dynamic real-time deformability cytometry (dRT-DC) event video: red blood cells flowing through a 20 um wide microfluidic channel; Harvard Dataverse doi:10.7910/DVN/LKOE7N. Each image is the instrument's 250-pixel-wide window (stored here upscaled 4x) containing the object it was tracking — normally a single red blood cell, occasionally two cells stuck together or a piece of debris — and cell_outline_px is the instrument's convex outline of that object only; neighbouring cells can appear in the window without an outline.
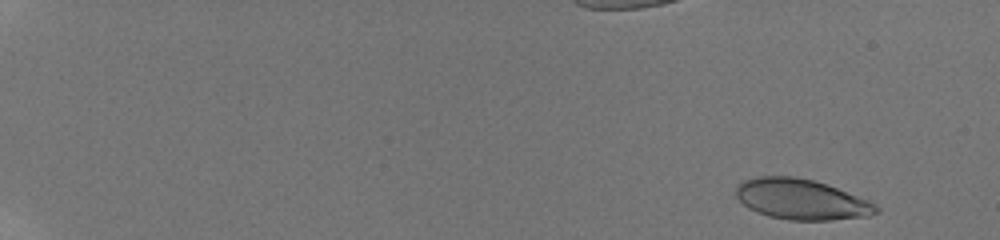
{"species": "human", "species_latin": "Homo sapiens", "temperature_condition": "room temperature", "stored_images_in_passage": 45, "camera_frame_rate_fps": 3000, "um_per_image_px": 0.085, "donor": {"sex": "male"}, "frame": {"image": 1, "passage_image": 3, "time_ms": 0.667, "image_size_px": [1000, 240], "cell_outline_px": [[880, 212], [868, 216], [832, 220], [788, 220], [768, 216], [756, 212], [748, 208], [736, 196], [736, 188], [744, 180], [760, 176], [792, 176], [812, 180], [836, 188], [868, 200], [876, 204], [880, 208]], "centroid_in_image_um": [68.12, 16.96], "position_along_channel_um": 16.9, "area_um2": 32.89}}
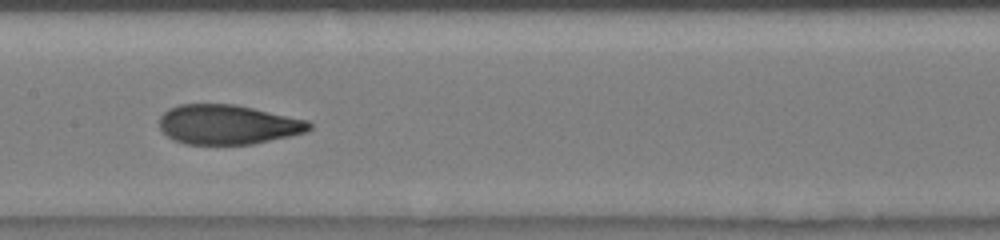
{"frame": {"image": 2, "passage_image": 29, "time_ms": 10.0, "image_size_px": [1000, 240], "cell_outline_px": [[312, 128], [308, 132], [252, 144], [184, 144], [172, 140], [160, 128], [160, 116], [168, 108], [180, 104], [236, 104], [308, 120], [312, 124]], "centroid_in_image_um": [19.37, 10.58], "position_along_channel_um": 188.0, "area_um2": 34.74}}
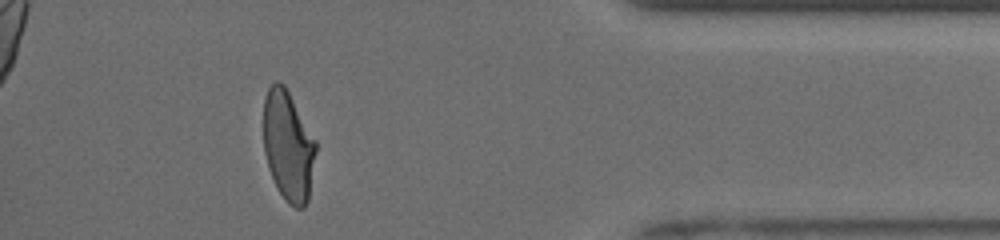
{"frame": {"image": 3, "passage_image": 43, "time_ms": 16.333, "image_size_px": [1000, 240], "cell_outline_px": [[316, 152], [308, 200], [304, 208], [296, 208], [288, 204], [284, 200], [276, 188], [268, 168], [264, 152], [264, 96], [268, 88], [276, 80], [284, 84], [316, 140]], "centroid_in_image_um": [24.49, 12.42], "position_along_channel_um": 410.7, "area_um2": 33.81}}